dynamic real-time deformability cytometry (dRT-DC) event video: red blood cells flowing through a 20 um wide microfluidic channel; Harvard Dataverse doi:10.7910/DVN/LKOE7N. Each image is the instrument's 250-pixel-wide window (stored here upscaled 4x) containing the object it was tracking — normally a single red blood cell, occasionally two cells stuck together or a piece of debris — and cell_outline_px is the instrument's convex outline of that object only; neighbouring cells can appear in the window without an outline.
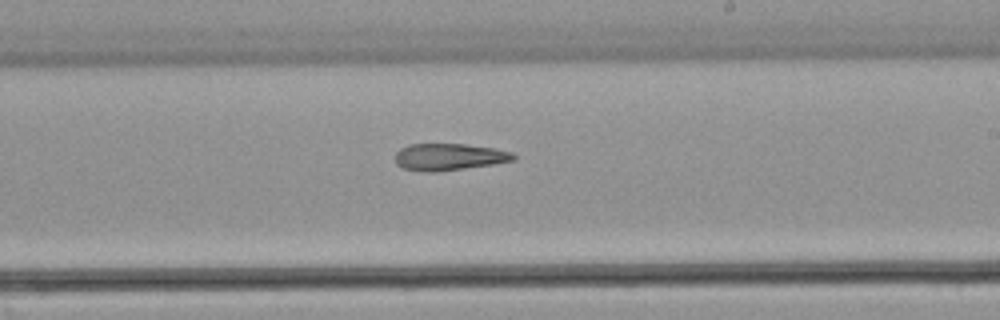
{"species": "common noctule bat (a hibernating species)", "species_latin": "Nyctalus noctula", "temperature_condition": "warm", "stored_images_in_passage": 20, "camera_frame_rate_fps": 3000, "um_per_image_px": 0.085, "animal": {"sex": "male", "body_mass_g": 21.5, "forearm_length_mm": 52.0}, "frame": {"image": 1, "passage_image": 12, "time_ms": 3.667, "image_size_px": [1000, 320], "cell_outline_px": [[516, 160], [492, 164], [436, 172], [428, 172], [404, 168], [396, 164], [396, 152], [400, 148], [408, 144], [464, 144], [492, 148], [512, 152], [516, 156]], "centroid_in_image_um": [38.16, 13.33], "position_along_channel_um": 250.8, "area_um2": 18.38}}
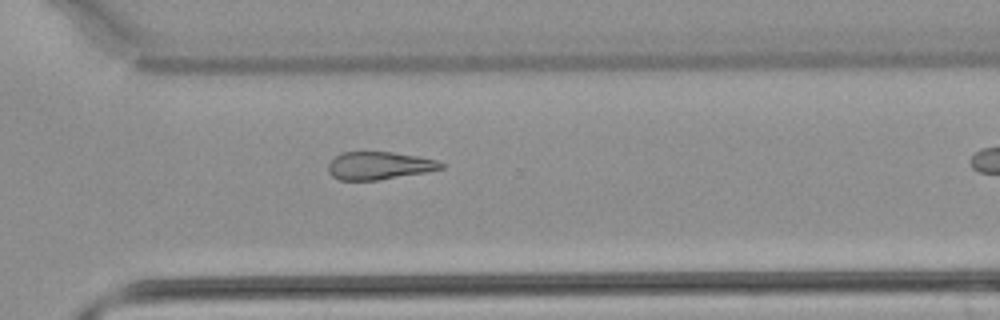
{"frame": {"image": 2, "passage_image": 17, "time_ms": 5.333, "image_size_px": [1000, 320], "cell_outline_px": [[444, 168], [428, 172], [376, 180], [340, 180], [332, 176], [328, 172], [328, 164], [340, 152], [392, 152], [416, 156], [436, 160], [444, 164]], "centroid_in_image_um": [32.22, 14.08], "position_along_channel_um": 338.4, "area_um2": 18.21}}